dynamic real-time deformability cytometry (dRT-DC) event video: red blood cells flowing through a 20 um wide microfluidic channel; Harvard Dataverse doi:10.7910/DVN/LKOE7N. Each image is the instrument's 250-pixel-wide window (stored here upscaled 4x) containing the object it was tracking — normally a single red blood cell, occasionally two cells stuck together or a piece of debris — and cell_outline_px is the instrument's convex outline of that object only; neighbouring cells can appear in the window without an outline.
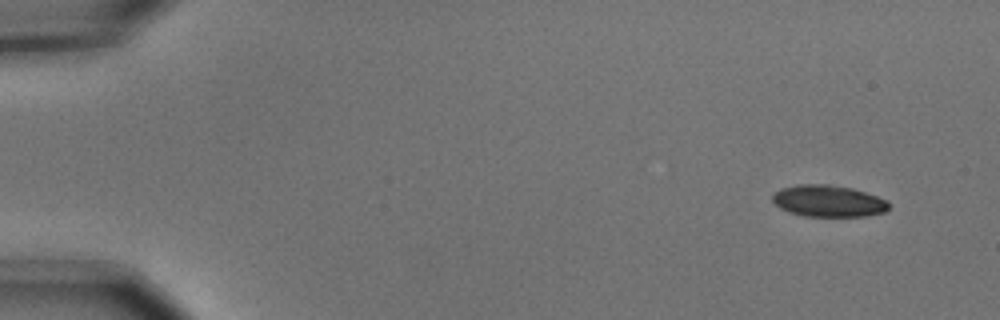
{"species": "common noctule bat (a hibernating species)", "species_latin": "Nyctalus noctula", "temperature_condition": "cold", "stored_images_in_passage": 6, "camera_frame_rate_fps": 3000, "um_per_image_px": 0.085, "animal": {"sex": "male", "body_mass_g": 15.6}, "frame": {"image": 1, "passage_image": 1, "time_ms": 0.0, "image_size_px": [1000, 320], "cell_outline_px": [[888, 208], [884, 212], [864, 216], [804, 216], [788, 212], [780, 208], [772, 200], [772, 196], [780, 188], [800, 184], [828, 184], [852, 188], [888, 200]], "centroid_in_image_um": [70.38, 17.08], "position_along_channel_um": 14.6, "area_um2": 21.39}}
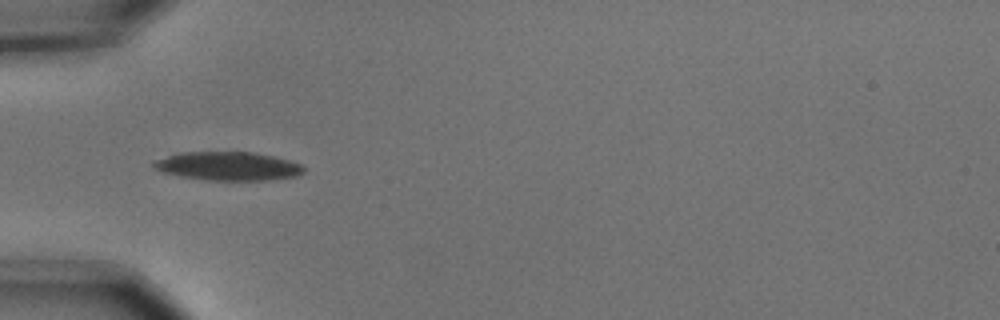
{"frame": {"image": 2, "passage_image": 5, "time_ms": 1.333, "image_size_px": [1000, 320], "cell_outline_px": [[304, 172], [296, 176], [268, 180], [208, 180], [180, 176], [160, 172], [152, 168], [152, 160], [176, 152], [256, 152], [292, 160], [304, 164]], "centroid_in_image_um": [19.35, 14.11], "position_along_channel_um": 65.6, "area_um2": 25.55}}
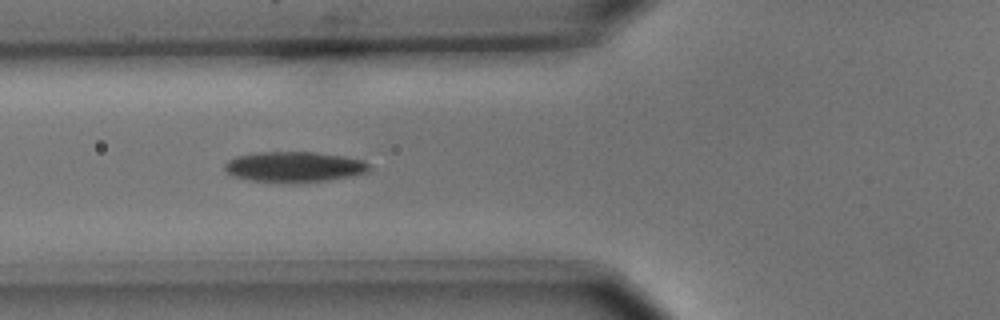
{"frame": {"image": 3, "passage_image": 6, "time_ms": 1.667, "image_size_px": [1000, 320], "cell_outline_px": [[368, 172], [328, 180], [252, 180], [232, 176], [224, 168], [224, 164], [228, 160], [236, 156], [256, 152], [312, 152], [344, 156], [364, 160], [368, 164]], "centroid_in_image_um": [24.99, 14.13], "position_along_channel_um": 100.8, "area_um2": 24.68}}